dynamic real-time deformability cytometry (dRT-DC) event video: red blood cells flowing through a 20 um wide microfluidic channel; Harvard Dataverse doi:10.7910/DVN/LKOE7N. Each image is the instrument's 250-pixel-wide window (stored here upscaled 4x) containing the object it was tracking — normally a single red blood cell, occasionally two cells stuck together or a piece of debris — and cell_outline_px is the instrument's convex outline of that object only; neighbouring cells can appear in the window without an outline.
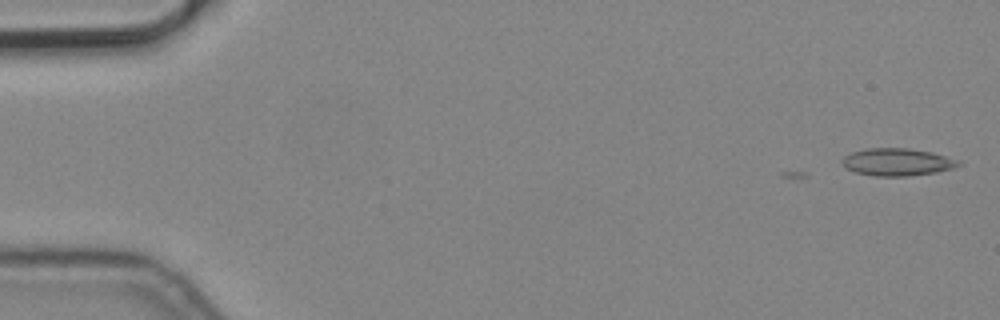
{"species": "common noctule bat (a hibernating species)", "species_latin": "Nyctalus noctula", "temperature_condition": "cold", "stored_images_in_passage": 2, "camera_frame_rate_fps": 3000, "um_per_image_px": 0.085, "animal": {"sex": "male", "body_mass_g": 19.2, "forearm_length_mm": 51.8}, "frame": {"image": 1, "passage_image": 2, "time_ms": 0.333, "image_size_px": [1000, 320], "cell_outline_px": [[964, 164], [952, 168], [936, 172], [908, 176], [872, 176], [856, 172], [848, 168], [840, 160], [844, 156], [852, 152], [864, 148], [908, 148], [932, 152], [956, 160]], "centroid_in_image_um": [76.24, 13.77], "position_along_channel_um": 8.8, "area_um2": 18.5}}